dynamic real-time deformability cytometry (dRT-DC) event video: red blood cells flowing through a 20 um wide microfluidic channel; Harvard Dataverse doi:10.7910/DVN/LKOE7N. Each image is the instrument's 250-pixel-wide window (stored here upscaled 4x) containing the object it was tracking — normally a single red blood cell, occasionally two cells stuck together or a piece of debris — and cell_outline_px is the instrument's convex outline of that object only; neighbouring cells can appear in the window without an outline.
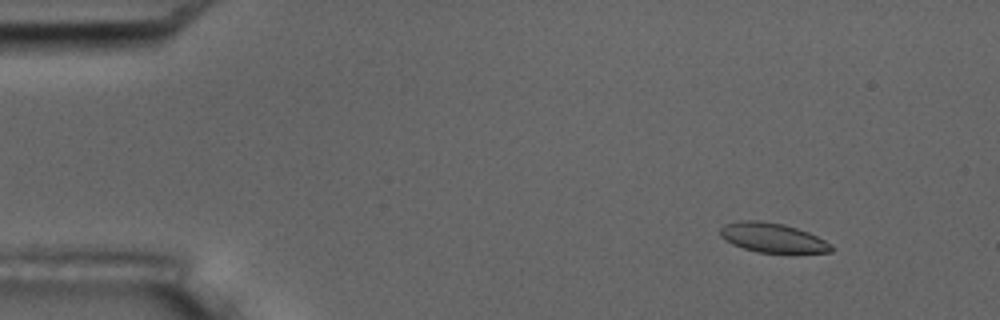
{"species": "common noctule bat (a hibernating species)", "species_latin": "Nyctalus noctula", "temperature_condition": "room temperature", "stored_images_in_passage": 4, "camera_frame_rate_fps": 3000, "um_per_image_px": 0.085, "animal": {"sex": "male", "body_mass_g": 17.5, "forearm_length_mm": 52.3}, "frame": {"image": 1, "passage_image": 1, "time_ms": 0.0, "image_size_px": [1000, 320], "cell_outline_px": [[832, 252], [756, 252], [732, 244], [724, 240], [720, 236], [720, 228], [724, 224], [740, 220], [760, 220], [784, 224], [808, 232], [832, 244]], "centroid_in_image_um": [65.61, 20.19], "position_along_channel_um": 19.4, "area_um2": 18.96}}
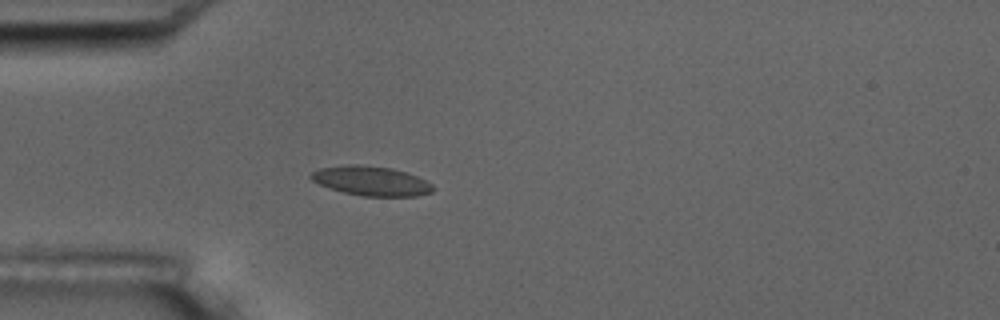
{"frame": {"image": 2, "passage_image": 4, "time_ms": 3.333, "image_size_px": [1000, 320], "cell_outline_px": [[436, 188], [432, 192], [416, 196], [364, 196], [344, 192], [320, 184], [312, 180], [308, 176], [312, 172], [320, 168], [348, 164], [356, 164], [392, 168], [416, 176], [432, 184]], "centroid_in_image_um": [31.56, 15.37], "position_along_channel_um": 53.4, "area_um2": 20.75}}